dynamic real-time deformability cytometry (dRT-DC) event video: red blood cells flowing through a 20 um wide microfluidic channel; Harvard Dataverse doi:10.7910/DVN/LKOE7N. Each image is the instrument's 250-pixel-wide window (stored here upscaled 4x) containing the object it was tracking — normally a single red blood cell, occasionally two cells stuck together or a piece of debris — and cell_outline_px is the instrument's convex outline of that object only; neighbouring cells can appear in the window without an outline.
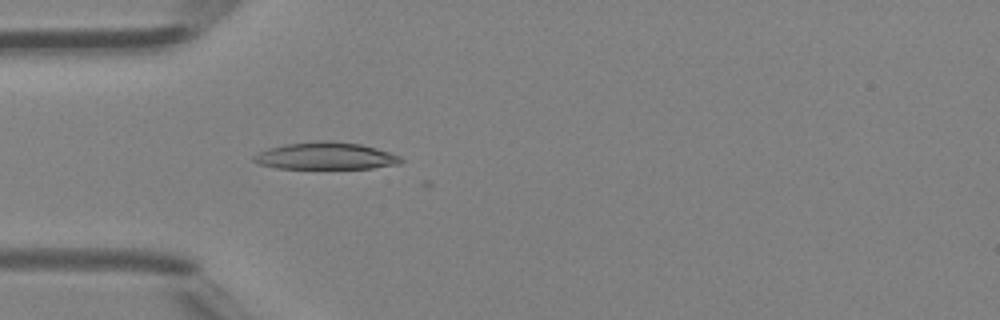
{"species": "Egyptian fruit bat (a non-hibernating species)", "species_latin": "Rousettus aegyptiacus", "temperature_condition": "room temperature", "stored_images_in_passage": 16, "camera_frame_rate_fps": 3000, "um_per_image_px": 0.085, "animal": {"sex": "female"}, "frame": {"image": 1, "passage_image": 15, "time_ms": 4.667, "image_size_px": [1000, 320], "cell_outline_px": [[404, 160], [400, 164], [372, 168], [276, 168], [260, 164], [252, 160], [252, 156], [268, 148], [288, 144], [316, 140], [332, 140], [360, 144], [376, 148], [400, 156]], "centroid_in_image_um": [27.7, 13.25], "position_along_channel_um": 57.3, "area_um2": 23.24}}